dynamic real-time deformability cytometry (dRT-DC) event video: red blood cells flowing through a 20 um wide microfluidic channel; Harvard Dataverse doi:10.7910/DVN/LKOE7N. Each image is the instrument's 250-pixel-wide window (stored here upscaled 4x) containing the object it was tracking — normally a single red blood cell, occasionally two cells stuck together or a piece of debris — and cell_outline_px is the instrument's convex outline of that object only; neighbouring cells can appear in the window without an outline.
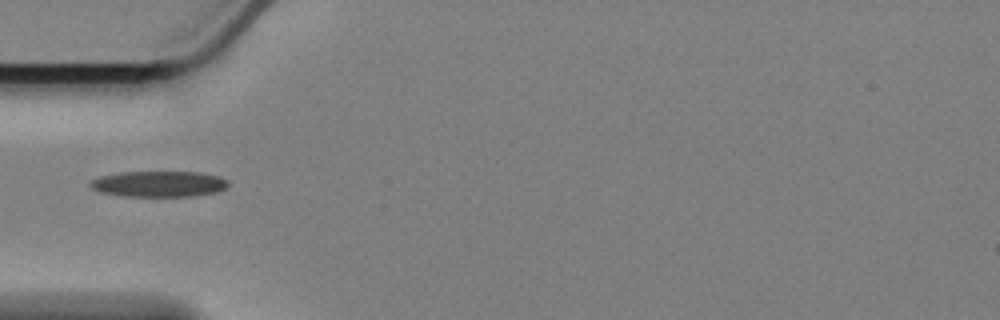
{"species": "Egyptian fruit bat (a non-hibernating species)", "species_latin": "Rousettus aegyptiacus", "temperature_condition": "cold", "stored_images_in_passage": 42, "camera_frame_rate_fps": 3000, "um_per_image_px": 0.085, "animal": {"sex": "female"}, "frame": {"image": 1, "passage_image": 1, "time_ms": 0.0, "image_size_px": [1000, 320], "cell_outline_px": [[228, 184], [224, 188], [216, 192], [192, 196], [124, 196], [100, 192], [92, 188], [88, 184], [92, 180], [100, 176], [120, 172], [200, 172], [220, 176], [228, 180]], "centroid_in_image_um": [13.5, 15.63], "position_along_channel_um": 71.5, "area_um2": 20.75}}
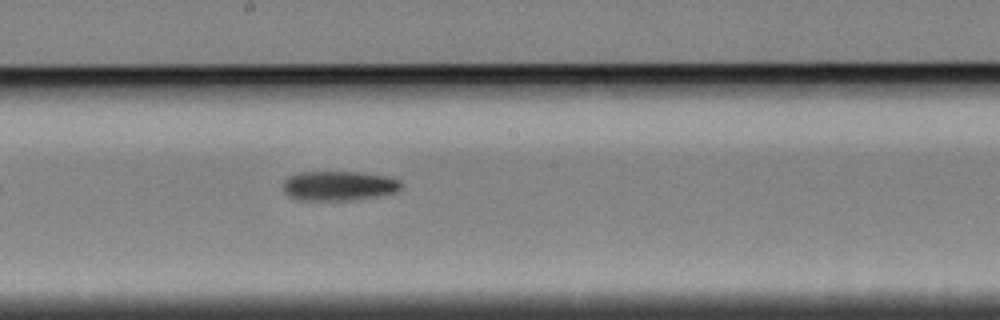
{"frame": {"image": 2, "passage_image": 14, "time_ms": 4.333, "image_size_px": [1000, 320], "cell_outline_px": [[400, 188], [396, 192], [376, 196], [352, 200], [304, 200], [288, 196], [284, 192], [284, 180], [288, 176], [300, 172], [356, 172], [388, 176], [400, 180]], "centroid_in_image_um": [28.78, 15.79], "position_along_channel_um": 219.4, "area_um2": 20.23}}
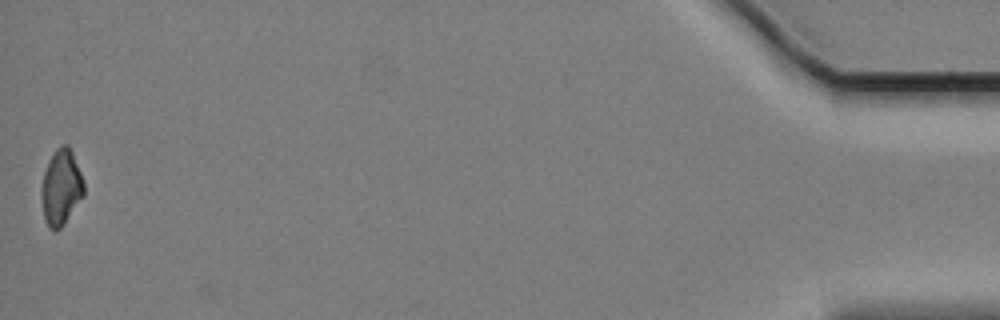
{"frame": {"image": 3, "passage_image": 41, "time_ms": 13.333, "image_size_px": [1000, 320], "cell_outline_px": [[84, 196], [64, 224], [60, 228], [48, 228], [44, 220], [40, 192], [44, 172], [56, 148], [60, 144], [68, 144], [72, 152], [84, 180]], "centroid_in_image_um": [5.2, 15.93], "position_along_channel_um": 430.0, "area_um2": 18.73}}